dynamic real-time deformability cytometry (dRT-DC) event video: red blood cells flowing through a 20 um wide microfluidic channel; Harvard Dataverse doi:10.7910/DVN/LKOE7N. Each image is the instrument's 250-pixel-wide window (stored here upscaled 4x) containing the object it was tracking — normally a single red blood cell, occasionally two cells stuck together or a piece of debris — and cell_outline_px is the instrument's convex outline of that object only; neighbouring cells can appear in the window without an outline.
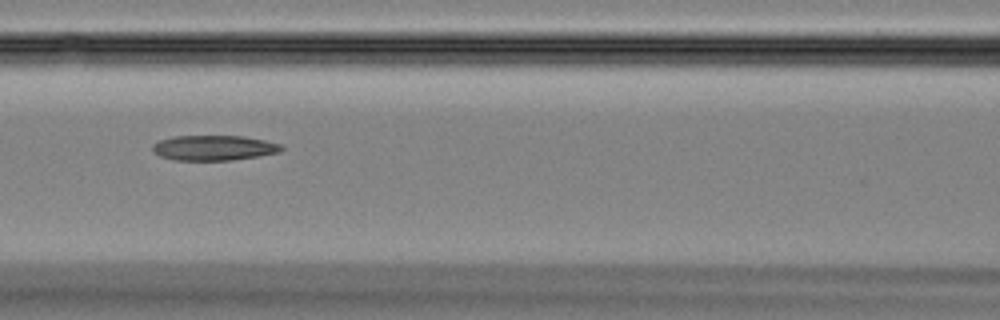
{"species": "Egyptian fruit bat (a non-hibernating species)", "species_latin": "Rousettus aegyptiacus", "temperature_condition": "room temperature", "stored_images_in_passage": 27, "camera_frame_rate_fps": 3000, "um_per_image_px": 0.085, "animal": {"sex": "female"}, "frame": {"image": 1, "passage_image": 18, "time_ms": 5.667, "image_size_px": [1000, 320], "cell_outline_px": [[284, 148], [280, 152], [260, 156], [232, 160], [172, 160], [160, 156], [152, 152], [152, 144], [160, 140], [172, 136], [244, 136], [264, 140], [280, 144]], "centroid_in_image_um": [18.16, 12.57], "position_along_channel_um": 148.4, "area_um2": 19.02}}
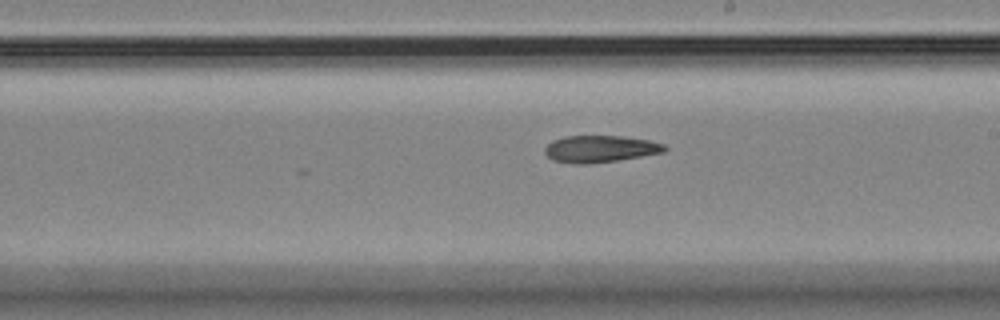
{"frame": {"image": 2, "passage_image": 24, "time_ms": 7.667, "image_size_px": [1000, 320], "cell_outline_px": [[668, 148], [664, 152], [616, 160], [584, 164], [576, 164], [552, 160], [544, 152], [544, 148], [552, 140], [564, 136], [624, 136], [648, 140], [664, 144]], "centroid_in_image_um": [50.99, 12.64], "position_along_channel_um": 238.0, "area_um2": 18.67}}
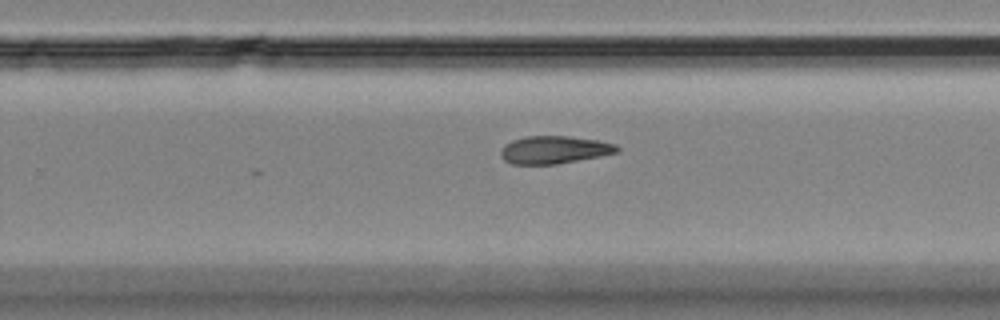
{"frame": {"image": 3, "passage_image": 27, "time_ms": 8.667, "image_size_px": [1000, 320], "cell_outline_px": [[620, 152], [600, 156], [556, 164], [512, 164], [504, 160], [500, 156], [500, 152], [504, 144], [512, 140], [524, 136], [568, 136], [600, 140], [616, 144], [620, 148]], "centroid_in_image_um": [47.12, 12.72], "position_along_channel_um": 282.7, "area_um2": 18.96}}